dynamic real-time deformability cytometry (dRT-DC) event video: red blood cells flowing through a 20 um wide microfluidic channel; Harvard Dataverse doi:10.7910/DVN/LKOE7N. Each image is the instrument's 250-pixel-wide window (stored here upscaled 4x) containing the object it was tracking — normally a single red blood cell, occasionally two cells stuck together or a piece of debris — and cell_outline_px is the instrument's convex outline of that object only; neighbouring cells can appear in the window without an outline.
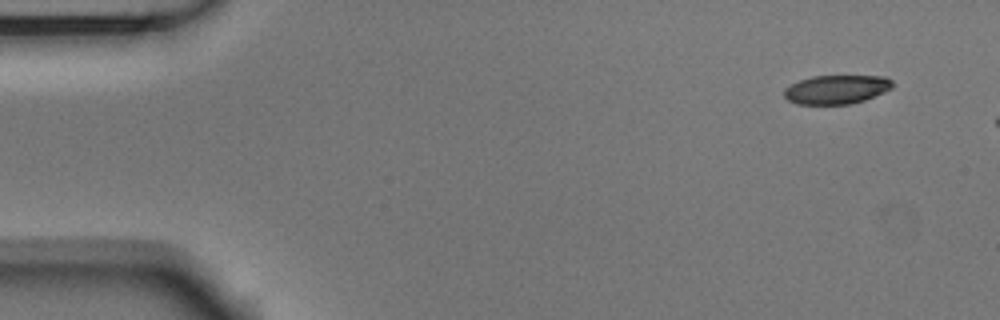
{"species": "Egyptian fruit bat (a non-hibernating species)", "species_latin": "Rousettus aegyptiacus", "temperature_condition": "room temperature", "stored_images_in_passage": 8, "camera_frame_rate_fps": 3000, "um_per_image_px": 0.085, "animal": {"sex": "male"}, "frame": {"image": 1, "passage_image": 1, "time_ms": 0.0, "image_size_px": [1000, 320], "cell_outline_px": [[892, 88], [884, 92], [864, 100], [848, 104], [796, 104], [788, 100], [784, 96], [784, 88], [800, 80], [812, 76], [884, 76], [892, 80]], "centroid_in_image_um": [71.09, 7.6], "position_along_channel_um": 13.9, "area_um2": 18.15}}